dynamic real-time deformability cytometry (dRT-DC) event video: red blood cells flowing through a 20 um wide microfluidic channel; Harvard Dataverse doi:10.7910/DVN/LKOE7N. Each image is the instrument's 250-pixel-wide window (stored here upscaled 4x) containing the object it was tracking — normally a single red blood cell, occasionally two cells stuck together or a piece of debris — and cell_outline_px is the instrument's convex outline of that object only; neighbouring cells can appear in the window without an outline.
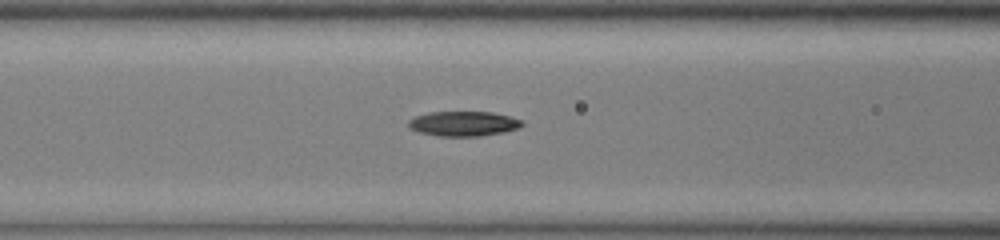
{"species": "common noctule bat (a hibernating species)", "species_latin": "Nyctalus noctula", "temperature_condition": "cold", "stored_images_in_passage": 33, "camera_frame_rate_fps": 3000, "um_per_image_px": 0.085, "animal": {"sex": "male", "body_mass_g": 13.0, "forearm_length_mm": 53.1}, "frame": {"image": 1, "passage_image": 16, "time_ms": 5.0, "image_size_px": [1000, 240], "cell_outline_px": [[516, 124], [508, 128], [488, 132], [436, 132], [420, 128], [416, 124], [436, 116], [456, 112], [472, 112], [500, 116], [512, 120]], "centroid_in_image_um": [39.62, 10.44], "position_along_channel_um": 127.0, "area_um2": 10.75}}
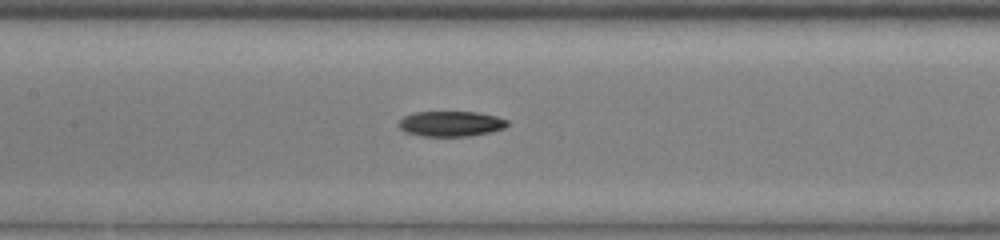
{"frame": {"image": 2, "passage_image": 19, "time_ms": 6.0, "image_size_px": [1000, 240], "cell_outline_px": [[504, 124], [492, 128], [476, 132], [424, 132], [408, 128], [408, 124], [420, 116], [440, 112], [456, 112], [484, 116], [500, 120]], "centroid_in_image_um": [38.54, 10.44], "position_along_channel_um": 168.9, "area_um2": 10.52}}